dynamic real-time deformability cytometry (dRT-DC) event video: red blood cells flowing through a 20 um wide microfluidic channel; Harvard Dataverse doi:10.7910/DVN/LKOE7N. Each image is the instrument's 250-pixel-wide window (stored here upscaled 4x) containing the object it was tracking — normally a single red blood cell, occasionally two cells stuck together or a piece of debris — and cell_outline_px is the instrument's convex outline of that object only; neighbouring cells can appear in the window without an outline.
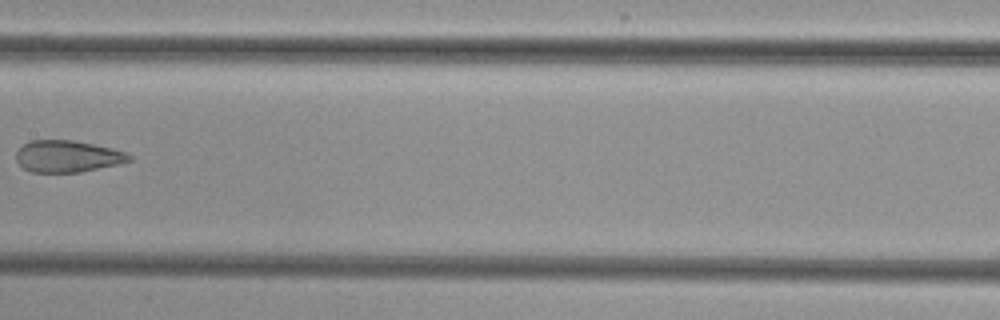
{"species": "common noctule bat (a hibernating species)", "species_latin": "Nyctalus noctula", "temperature_condition": "cold", "stored_images_in_passage": 9, "camera_frame_rate_fps": 3000, "um_per_image_px": 0.085, "animal": {"sex": "female", "body_mass_g": 29.2, "forearm_length_mm": 56.3}, "frame": {"image": 1, "passage_image": 9, "time_ms": 10.667, "image_size_px": [1000, 320], "cell_outline_px": [[132, 160], [120, 164], [80, 172], [32, 172], [24, 168], [16, 160], [16, 152], [24, 144], [32, 140], [72, 140], [112, 148], [124, 152], [132, 156]], "centroid_in_image_um": [5.75, 13.29], "position_along_channel_um": 201.7, "area_um2": 20.81}}